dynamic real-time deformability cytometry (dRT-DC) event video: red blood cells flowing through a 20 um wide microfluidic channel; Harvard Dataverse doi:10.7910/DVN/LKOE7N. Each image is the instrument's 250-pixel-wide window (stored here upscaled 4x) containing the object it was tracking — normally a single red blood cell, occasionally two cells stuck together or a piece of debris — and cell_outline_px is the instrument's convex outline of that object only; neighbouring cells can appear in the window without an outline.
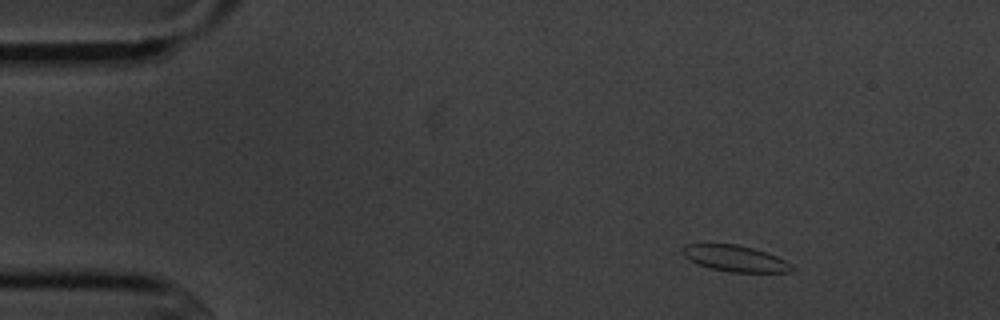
{"species": "common noctule bat (a hibernating species)", "species_latin": "Nyctalus noctula", "temperature_condition": "cold", "stored_images_in_passage": 7, "camera_frame_rate_fps": 3000, "um_per_image_px": 0.085, "animal": {"sex": "male", "body_mass_g": 20.1, "forearm_length_mm": 53.5}, "frame": {"image": 1, "passage_image": 1, "time_ms": 0.0, "image_size_px": [1000, 320], "cell_outline_px": [[796, 268], [792, 272], [732, 272], [712, 268], [700, 264], [684, 256], [684, 244], [736, 244], [752, 248], [776, 256], [792, 264]], "centroid_in_image_um": [62.56, 21.97], "position_along_channel_um": 22.4, "area_um2": 16.3}}
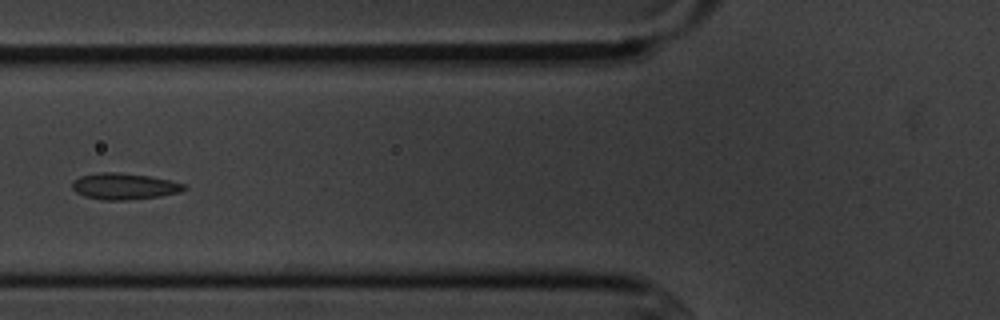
{"frame": {"image": 2, "passage_image": 5, "time_ms": 4.667, "image_size_px": [1000, 320], "cell_outline_px": [[188, 188], [180, 192], [160, 196], [124, 200], [104, 200], [84, 196], [76, 192], [72, 188], [72, 184], [80, 176], [96, 172], [116, 172], [148, 176], [172, 180], [184, 184]], "centroid_in_image_um": [10.57, 15.83], "position_along_channel_um": 115.2, "area_um2": 17.11}}
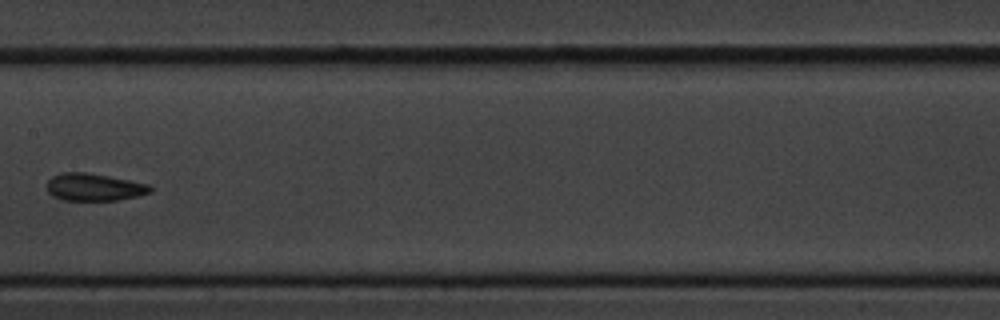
{"frame": {"image": 3, "passage_image": 7, "time_ms": 7.0, "image_size_px": [1000, 320], "cell_outline_px": [[152, 192], [136, 196], [116, 200], [64, 200], [52, 196], [48, 192], [48, 180], [52, 176], [60, 172], [84, 172], [108, 176], [148, 184], [152, 188]], "centroid_in_image_um": [7.97, 15.9], "position_along_channel_um": 199.4, "area_um2": 16.36}}